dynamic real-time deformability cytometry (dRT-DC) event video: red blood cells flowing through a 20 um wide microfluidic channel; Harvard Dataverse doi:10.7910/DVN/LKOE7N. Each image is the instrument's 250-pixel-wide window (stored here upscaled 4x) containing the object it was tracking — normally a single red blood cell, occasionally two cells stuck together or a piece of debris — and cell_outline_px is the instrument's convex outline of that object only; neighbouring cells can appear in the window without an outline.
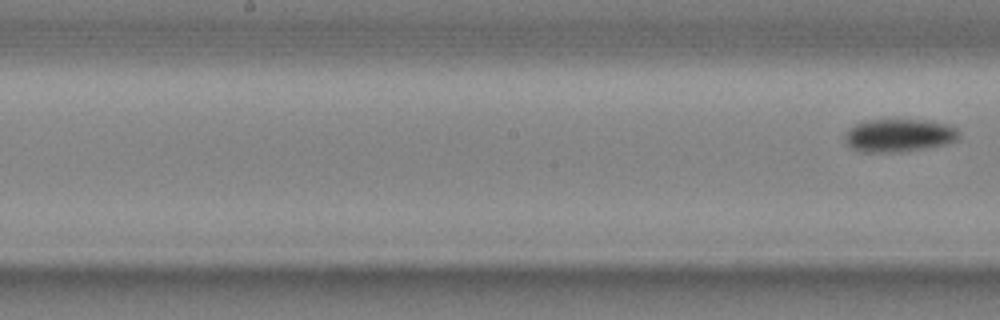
{"species": "common noctule bat (a hibernating species)", "species_latin": "Nyctalus noctula", "temperature_condition": "cold", "stored_images_in_passage": 7, "segment_of_instrument_passage": [2, 2], "camera_frame_rate_fps": 3000, "um_per_image_px": 0.085, "animal": {"sex": "male", "body_mass_g": 20.4}, "frame": {"image": 1, "passage_image": 7, "time_ms": 2.0, "image_size_px": [1000, 320], "cell_outline_px": [[960, 136], [956, 140], [948, 144], [932, 148], [900, 152], [864, 152], [852, 148], [844, 144], [844, 136], [848, 128], [856, 124], [868, 120], [924, 120], [948, 124], [956, 128], [960, 132]], "centroid_in_image_um": [76.43, 11.52], "position_along_channel_um": 171.8, "area_um2": 22.31}}